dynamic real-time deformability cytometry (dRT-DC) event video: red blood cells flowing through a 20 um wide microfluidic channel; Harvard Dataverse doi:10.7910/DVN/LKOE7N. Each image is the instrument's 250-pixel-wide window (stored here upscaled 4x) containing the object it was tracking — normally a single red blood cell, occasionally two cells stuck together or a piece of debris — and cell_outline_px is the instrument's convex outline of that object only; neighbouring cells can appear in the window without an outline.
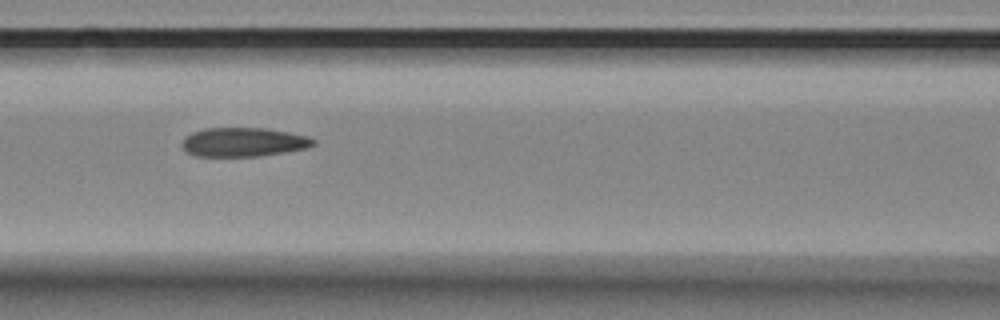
{"species": "Egyptian fruit bat (a non-hibernating species)", "species_latin": "Rousettus aegyptiacus", "temperature_condition": "room temperature", "stored_images_in_passage": 13, "camera_frame_rate_fps": 3000, "um_per_image_px": 0.085, "animal": {"sex": "female"}, "frame": {"image": 1, "passage_image": 6, "time_ms": 1.667, "image_size_px": [1000, 320], "cell_outline_px": [[316, 144], [308, 148], [260, 156], [196, 156], [188, 152], [180, 144], [184, 136], [192, 132], [204, 128], [264, 128], [288, 132], [308, 136], [316, 140]], "centroid_in_image_um": [20.69, 12.07], "position_along_channel_um": 145.9, "area_um2": 22.31}}
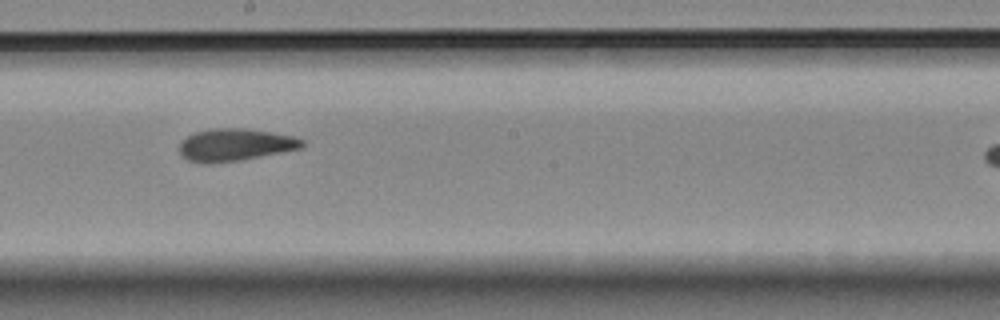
{"frame": {"image": 2, "passage_image": 8, "time_ms": 2.333, "image_size_px": [1000, 320], "cell_outline_px": [[304, 148], [240, 160], [208, 164], [188, 160], [180, 152], [180, 140], [196, 132], [208, 128], [244, 128], [292, 136], [304, 140]], "centroid_in_image_um": [19.98, 12.31], "position_along_channel_um": 228.2, "area_um2": 23.06}}
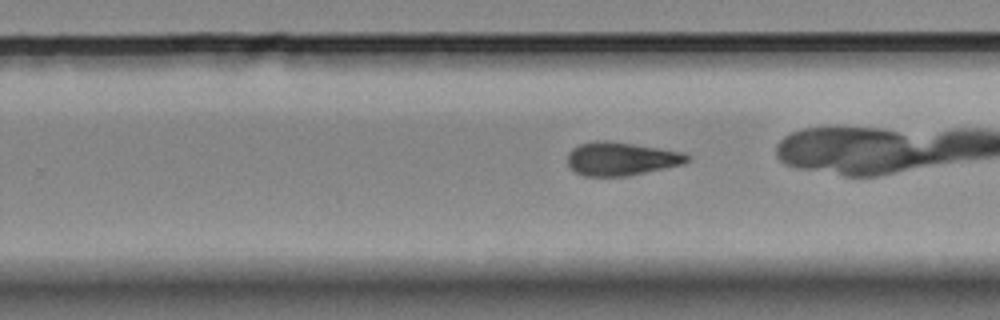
{"frame": {"image": 3, "passage_image": 10, "time_ms": 3.0, "image_size_px": [1000, 320], "cell_outline_px": [[692, 160], [684, 164], [628, 176], [584, 176], [576, 172], [568, 164], [568, 152], [572, 148], [580, 144], [604, 140], [632, 144], [680, 152], [688, 156]], "centroid_in_image_um": [52.79, 13.51], "position_along_channel_um": 277.0, "area_um2": 22.95}}